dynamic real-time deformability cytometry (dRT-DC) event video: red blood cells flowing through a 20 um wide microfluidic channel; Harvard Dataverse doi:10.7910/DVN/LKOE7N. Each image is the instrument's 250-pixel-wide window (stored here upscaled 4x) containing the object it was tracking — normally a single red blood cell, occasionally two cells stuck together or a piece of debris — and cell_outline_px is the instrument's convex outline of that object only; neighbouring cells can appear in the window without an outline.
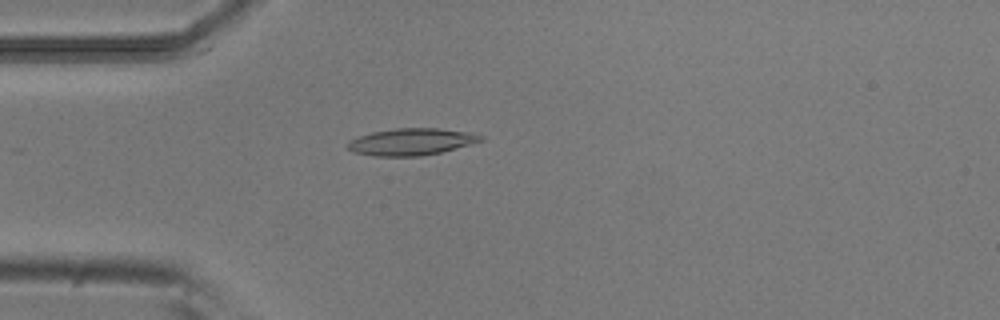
{"species": "common noctule bat (a hibernating species)", "species_latin": "Nyctalus noctula", "temperature_condition": "room temperature", "stored_images_in_passage": 52, "camera_frame_rate_fps": 3000, "um_per_image_px": 0.085, "animal": {"sex": "male", "body_mass_g": 20.5, "forearm_length_mm": 52.5}, "frame": {"image": 1, "passage_image": 14, "time_ms": 4.333, "image_size_px": [1000, 320], "cell_outline_px": [[484, 140], [440, 152], [420, 156], [372, 156], [352, 152], [344, 144], [348, 140], [372, 132], [396, 128], [436, 128], [468, 132], [484, 136]], "centroid_in_image_um": [34.9, 12.05], "position_along_channel_um": 50.1, "area_um2": 20.81}}
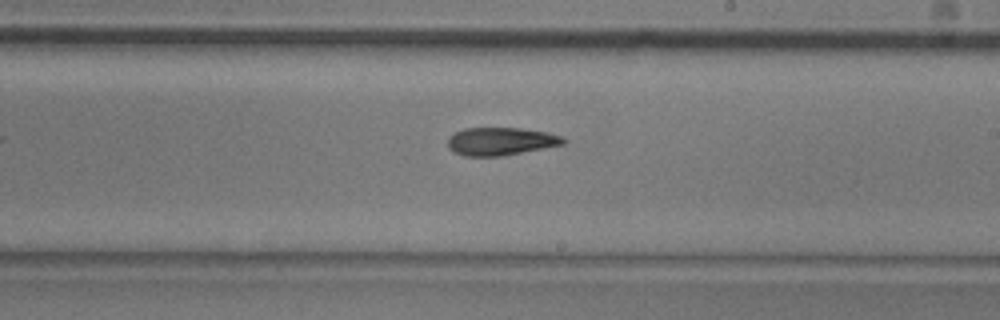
{"frame": {"image": 2, "passage_image": 30, "time_ms": 9.667, "image_size_px": [1000, 320], "cell_outline_px": [[568, 140], [564, 144], [500, 156], [464, 156], [452, 152], [448, 148], [448, 136], [464, 128], [520, 128], [544, 132], [560, 136]], "centroid_in_image_um": [42.5, 12.01], "position_along_channel_um": 246.5, "area_um2": 18.67}}
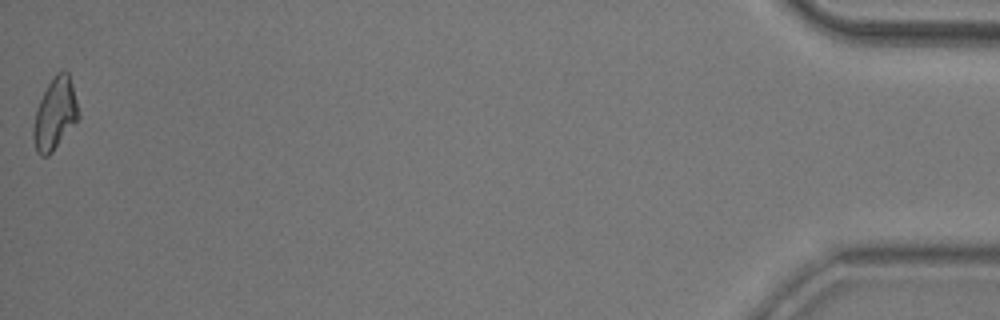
{"frame": {"image": 3, "passage_image": 52, "time_ms": 17.0, "image_size_px": [1000, 320], "cell_outline_px": [[80, 116], [52, 152], [48, 156], [40, 156], [36, 152], [32, 136], [32, 128], [36, 108], [48, 84], [56, 72], [64, 68], [68, 72], [72, 84], [80, 112]], "centroid_in_image_um": [4.66, 9.67], "position_along_channel_um": 430.5, "area_um2": 18.96}, "authors_computed_cell_mechanics": {"area_um2": 19.1896, "velocity_mm_per_s": 3.8519, "shape_relaxation_time_tau1_ms": 7.3341, "shape_relaxation_time_tau2_ms": null, "deformation_change_tau1": 0.1778, "deformation_change_tau2": null}}